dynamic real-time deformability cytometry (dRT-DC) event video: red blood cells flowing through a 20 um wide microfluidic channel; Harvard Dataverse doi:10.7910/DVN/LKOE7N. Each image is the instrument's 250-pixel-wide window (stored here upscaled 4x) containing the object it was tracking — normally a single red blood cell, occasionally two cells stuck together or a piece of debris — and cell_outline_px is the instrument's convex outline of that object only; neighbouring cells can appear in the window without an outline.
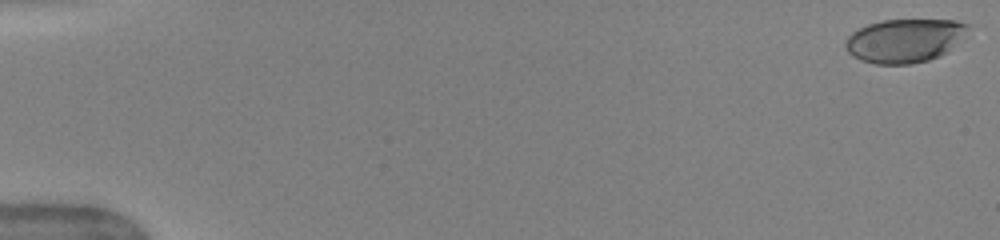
{"species": "human", "species_latin": "Homo sapiens", "temperature_condition": "warm", "stored_images_in_passage": 51, "camera_frame_rate_fps": 3000, "um_per_image_px": 0.085, "donor": {"sex": "female"}, "frame": {"image": 1, "passage_image": 1, "time_ms": 0.0, "image_size_px": [1000, 240], "cell_outline_px": [[968, 24], [948, 48], [940, 56], [928, 60], [908, 64], [876, 64], [860, 60], [852, 56], [844, 48], [844, 44], [848, 36], [852, 32], [868, 24], [880, 20], [956, 20]], "centroid_in_image_um": [76.74, 3.45], "position_along_channel_um": 8.3, "area_um2": 30.35}}
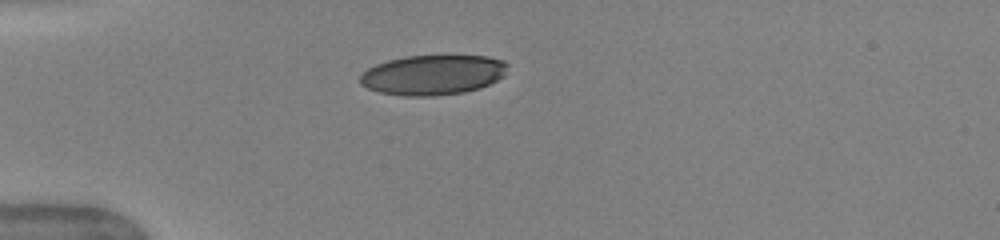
{"frame": {"image": 2, "passage_image": 15, "time_ms": 4.667, "image_size_px": [1000, 240], "cell_outline_px": [[508, 64], [504, 76], [480, 88], [464, 92], [432, 96], [404, 96], [380, 92], [368, 88], [360, 84], [360, 76], [368, 68], [376, 64], [388, 60], [408, 56], [488, 56], [504, 60]], "centroid_in_image_um": [36.8, 6.36], "position_along_channel_um": 48.2, "area_um2": 34.28}}
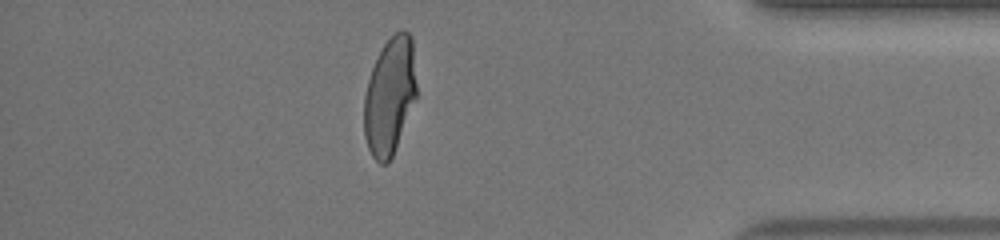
{"frame": {"image": 3, "passage_image": 45, "time_ms": 14.667, "image_size_px": [1000, 240], "cell_outline_px": [[416, 100], [392, 156], [388, 164], [380, 164], [372, 156], [368, 148], [364, 136], [364, 96], [368, 80], [372, 68], [384, 44], [396, 32], [404, 28], [412, 36], [416, 84]], "centroid_in_image_um": [33.13, 8.18], "position_along_channel_um": 402.1, "area_um2": 35.89}, "authors_computed_cell_mechanics": {"area_um2": 36.4718, "velocity_mm_per_s": 4.0482, "shape_relaxation_time_tau1_ms": 5.0754, "shape_relaxation_time_tau2_ms": null, "deformation_change_tau1": 0.2178, "deformation_change_tau2": null}}